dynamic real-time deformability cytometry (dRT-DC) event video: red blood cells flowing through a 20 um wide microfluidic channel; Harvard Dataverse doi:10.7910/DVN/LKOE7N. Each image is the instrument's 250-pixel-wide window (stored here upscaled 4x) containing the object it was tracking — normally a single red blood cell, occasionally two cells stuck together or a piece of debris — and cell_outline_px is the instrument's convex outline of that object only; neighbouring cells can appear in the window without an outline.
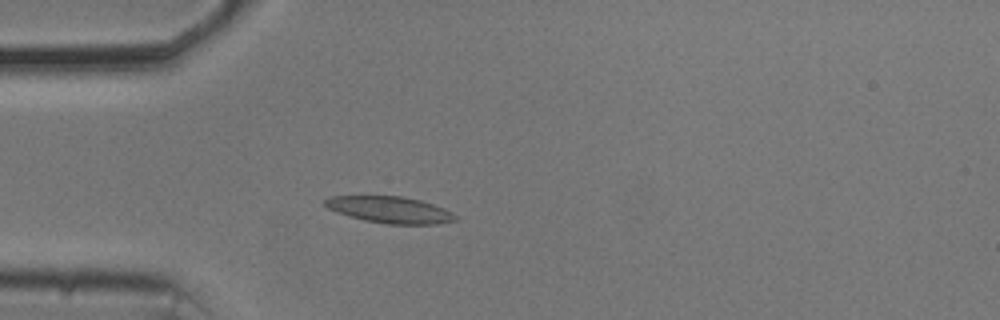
{"species": "common noctule bat (a hibernating species)", "species_latin": "Nyctalus noctula", "temperature_condition": "cold", "stored_images_in_passage": 49, "camera_frame_rate_fps": 3000, "um_per_image_px": 0.085, "animal": {"sex": "male", "body_mass_g": 20.5, "forearm_length_mm": 52.5}, "frame": {"image": 1, "passage_image": 10, "time_ms": 3.0, "image_size_px": [1000, 320], "cell_outline_px": [[456, 220], [436, 224], [384, 224], [364, 220], [336, 212], [328, 208], [324, 204], [324, 200], [332, 196], [400, 196], [420, 200], [444, 208], [452, 212], [456, 216]], "centroid_in_image_um": [33.14, 17.83], "position_along_channel_um": 51.9, "area_um2": 20.06}}
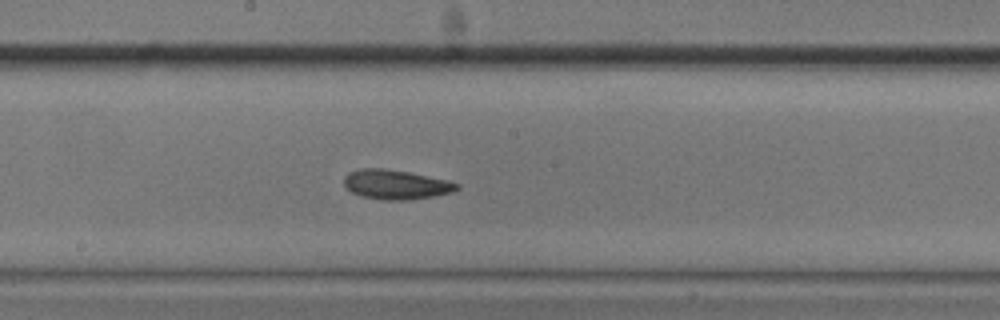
{"frame": {"image": 2, "passage_image": 24, "time_ms": 7.667, "image_size_px": [1000, 320], "cell_outline_px": [[460, 188], [452, 192], [432, 196], [408, 200], [380, 200], [360, 196], [352, 192], [344, 184], [344, 176], [348, 172], [360, 168], [384, 168], [408, 172], [448, 180], [460, 184]], "centroid_in_image_um": [33.63, 15.68], "position_along_channel_um": 214.6, "area_um2": 19.48}}
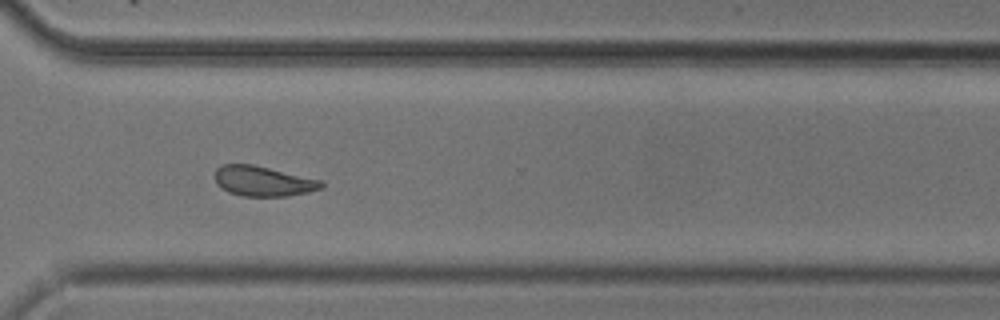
{"frame": {"image": 3, "passage_image": 35, "time_ms": 11.333, "image_size_px": [1000, 320], "cell_outline_px": [[324, 188], [308, 192], [288, 196], [244, 196], [228, 192], [220, 188], [216, 184], [216, 168], [220, 164], [252, 164], [324, 180]], "centroid_in_image_um": [22.39, 15.39], "position_along_channel_um": 348.2, "area_um2": 18.9}, "authors_computed_cell_mechanics": {"area_um2": 19.363, "velocity_mm_per_s": 3.6648, "shape_relaxation_time_tau1_ms": 3.2932, "shape_relaxation_time_tau2_ms": 3.0502, "deformation_change_tau1": 0.1058, "deformation_change_tau2": 0.0945}}